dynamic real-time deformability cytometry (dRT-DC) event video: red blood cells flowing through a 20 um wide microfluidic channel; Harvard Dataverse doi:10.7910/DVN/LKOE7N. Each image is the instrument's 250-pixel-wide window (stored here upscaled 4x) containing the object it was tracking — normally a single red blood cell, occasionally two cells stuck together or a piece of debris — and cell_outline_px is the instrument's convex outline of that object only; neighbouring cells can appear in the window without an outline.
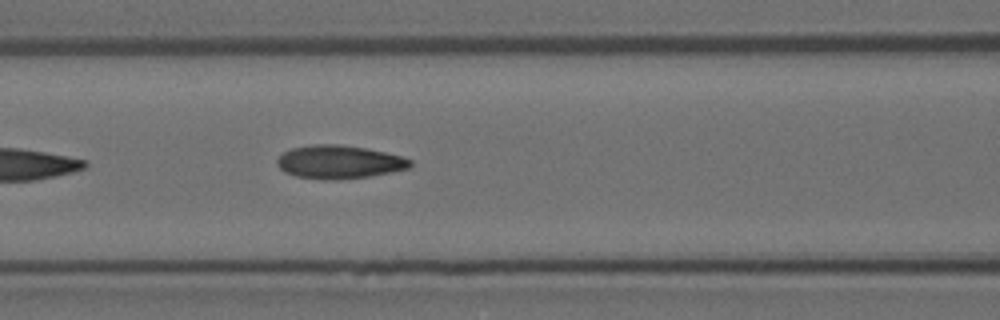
{"species": "Egyptian fruit bat (a non-hibernating species)", "species_latin": "Rousettus aegyptiacus", "temperature_condition": "room temperature", "stored_images_in_passage": 6, "camera_frame_rate_fps": 3000, "um_per_image_px": 0.085, "animal": {"sex": "female"}, "frame": {"image": 1, "passage_image": 6, "time_ms": 1.667, "image_size_px": [1000, 320], "cell_outline_px": [[412, 164], [408, 168], [368, 176], [336, 180], [324, 180], [296, 176], [284, 172], [276, 164], [276, 160], [284, 152], [292, 148], [312, 144], [340, 144], [364, 148], [384, 152], [400, 156], [412, 160]], "centroid_in_image_um": [28.78, 13.77], "position_along_channel_um": 137.8, "area_um2": 25.66}}